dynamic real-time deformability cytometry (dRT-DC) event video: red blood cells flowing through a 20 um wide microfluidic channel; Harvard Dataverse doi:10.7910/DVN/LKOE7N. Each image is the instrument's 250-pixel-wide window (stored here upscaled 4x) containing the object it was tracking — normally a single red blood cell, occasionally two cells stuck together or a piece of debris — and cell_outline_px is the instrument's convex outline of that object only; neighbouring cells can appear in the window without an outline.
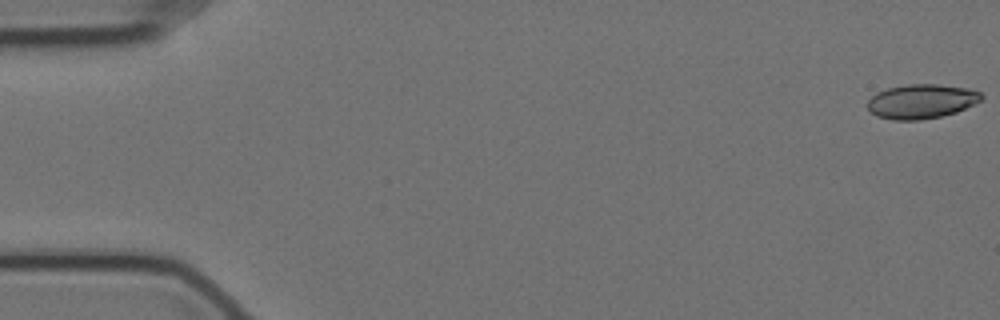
{"species": "Egyptian fruit bat (a non-hibernating species)", "species_latin": "Rousettus aegyptiacus", "temperature_condition": "cold", "stored_images_in_passage": 57, "camera_frame_rate_fps": 3000, "um_per_image_px": 0.085, "animal": {"sex": "female"}, "frame": {"image": 1, "passage_image": 1, "time_ms": 0.0, "image_size_px": [1000, 320], "cell_outline_px": [[984, 96], [980, 100], [956, 112], [940, 116], [916, 120], [896, 120], [876, 116], [868, 108], [868, 100], [876, 92], [888, 88], [908, 84], [936, 84], [968, 88], [980, 92]], "centroid_in_image_um": [78.3, 8.6], "position_along_channel_um": 6.7, "area_um2": 22.54}}
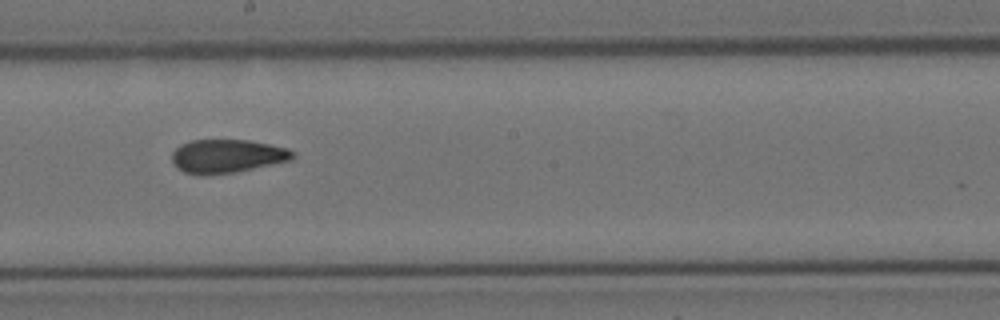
{"frame": {"image": 2, "passage_image": 32, "time_ms": 10.333, "image_size_px": [1000, 320], "cell_outline_px": [[296, 156], [292, 160], [236, 172], [204, 176], [184, 172], [176, 168], [172, 160], [172, 152], [180, 144], [192, 140], [248, 140], [288, 148]], "centroid_in_image_um": [19.28, 13.28], "position_along_channel_um": 228.9, "area_um2": 23.76}}
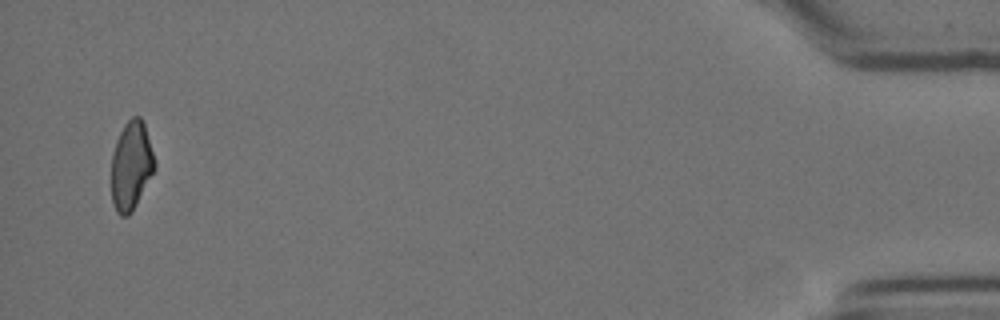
{"frame": {"image": 3, "passage_image": 56, "time_ms": 18.333, "image_size_px": [1000, 320], "cell_outline_px": [[156, 168], [132, 212], [128, 216], [120, 216], [116, 212], [112, 200], [112, 152], [116, 140], [124, 124], [132, 116], [140, 116], [144, 124], [156, 160]], "centroid_in_image_um": [11.16, 14.08], "position_along_channel_um": 424.0, "area_um2": 22.48}}